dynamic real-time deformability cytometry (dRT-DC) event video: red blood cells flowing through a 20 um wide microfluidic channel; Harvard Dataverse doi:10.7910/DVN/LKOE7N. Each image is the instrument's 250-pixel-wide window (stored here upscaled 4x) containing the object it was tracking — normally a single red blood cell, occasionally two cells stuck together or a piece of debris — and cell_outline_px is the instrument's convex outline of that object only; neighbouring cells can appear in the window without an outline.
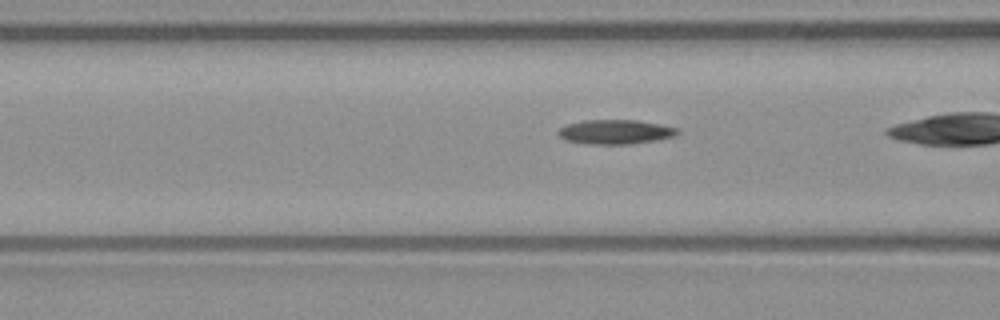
{"species": "common noctule bat (a hibernating species)", "species_latin": "Nyctalus noctula", "temperature_condition": "warm", "stored_images_in_passage": 29, "camera_frame_rate_fps": 3000, "um_per_image_px": 0.085, "animal": {"sex": "male", "body_mass_g": 23.1, "forearm_length_mm": 52.7}, "frame": {"image": 1, "passage_image": 9, "time_ms": 2.667, "image_size_px": [1000, 320], "cell_outline_px": [[680, 132], [676, 136], [656, 140], [632, 144], [584, 144], [564, 140], [556, 132], [560, 128], [568, 124], [584, 120], [636, 120], [660, 124], [680, 128]], "centroid_in_image_um": [52.33, 11.21], "position_along_channel_um": 114.3, "area_um2": 17.17}}